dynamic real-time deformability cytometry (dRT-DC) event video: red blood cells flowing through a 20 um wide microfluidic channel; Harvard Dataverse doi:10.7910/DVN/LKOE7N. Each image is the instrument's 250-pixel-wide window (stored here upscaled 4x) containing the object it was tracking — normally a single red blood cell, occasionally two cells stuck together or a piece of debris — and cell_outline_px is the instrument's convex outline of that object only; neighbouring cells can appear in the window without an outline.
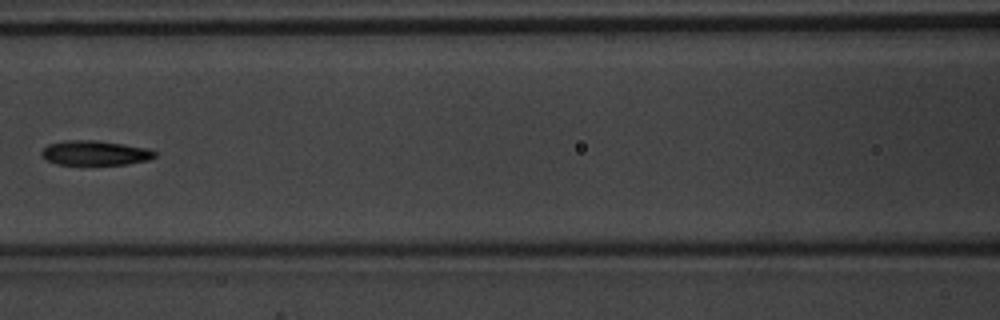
{"species": "common noctule bat (a hibernating species)", "species_latin": "Nyctalus noctula", "temperature_condition": "warm", "stored_images_in_passage": 9, "camera_frame_rate_fps": 3000, "um_per_image_px": 0.085, "animal": {"sex": "male", "body_mass_g": 20.1, "forearm_length_mm": 53.5}, "frame": {"image": 1, "passage_image": 6, "time_ms": 1.667, "image_size_px": [1000, 320], "cell_outline_px": [[156, 156], [148, 160], [128, 164], [56, 164], [40, 156], [40, 152], [48, 144], [64, 140], [96, 140], [124, 144], [148, 148], [156, 152]], "centroid_in_image_um": [8.07, 12.99], "position_along_channel_um": 158.5, "area_um2": 16.3}}
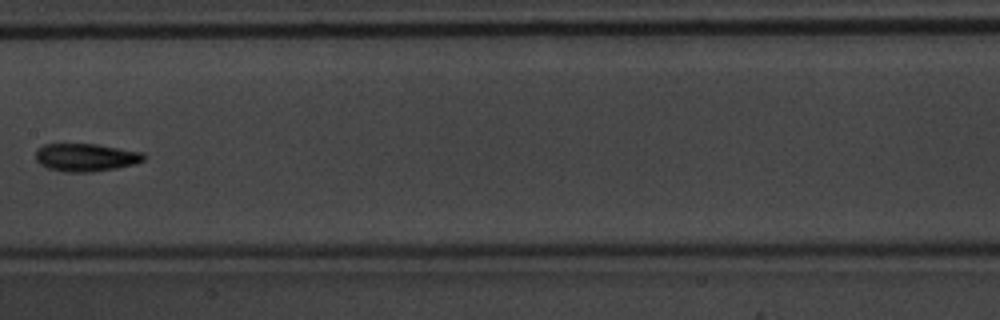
{"frame": {"image": 2, "passage_image": 7, "time_ms": 2.0, "image_size_px": [1000, 320], "cell_outline_px": [[148, 156], [144, 160], [136, 164], [116, 168], [92, 172], [64, 172], [48, 168], [40, 164], [36, 160], [36, 148], [44, 144], [96, 144], [144, 152]], "centroid_in_image_um": [7.32, 13.38], "position_along_channel_um": 200.1, "area_um2": 17.8}}